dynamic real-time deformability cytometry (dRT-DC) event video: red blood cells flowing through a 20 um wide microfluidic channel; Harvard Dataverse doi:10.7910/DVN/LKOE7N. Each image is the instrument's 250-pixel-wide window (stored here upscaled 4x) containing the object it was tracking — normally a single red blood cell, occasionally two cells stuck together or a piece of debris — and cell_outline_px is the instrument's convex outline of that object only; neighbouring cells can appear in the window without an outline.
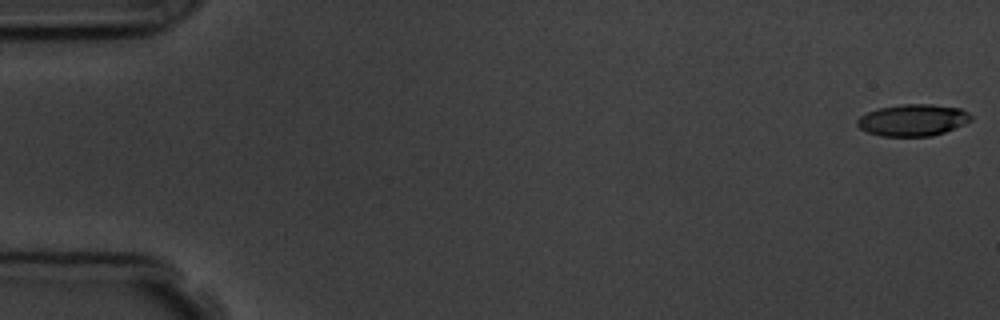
{"species": "common noctule bat (a hibernating species)", "species_latin": "Nyctalus noctula", "temperature_condition": "room temperature", "stored_images_in_passage": 5, "camera_frame_rate_fps": 3000, "um_per_image_px": 0.085, "animal": {"sex": "male", "body_mass_g": 19.5, "forearm_length_mm": 54.6}, "frame": {"image": 1, "passage_image": 1, "time_ms": 0.0, "image_size_px": [1000, 320], "cell_outline_px": [[972, 120], [964, 124], [944, 132], [932, 136], [880, 136], [868, 132], [860, 128], [856, 124], [856, 120], [860, 116], [876, 108], [900, 104], [928, 104], [960, 108], [968, 112], [972, 116]], "centroid_in_image_um": [77.57, 10.2], "position_along_channel_um": 7.4, "area_um2": 21.1}}
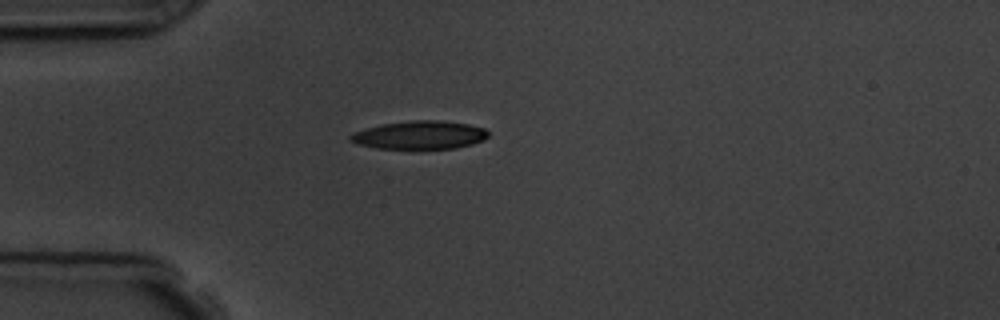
{"frame": {"image": 2, "passage_image": 5, "time_ms": 4.667, "image_size_px": [1000, 320], "cell_outline_px": [[488, 136], [484, 140], [472, 144], [456, 148], [376, 148], [356, 144], [348, 140], [348, 136], [352, 132], [364, 128], [380, 124], [412, 120], [436, 120], [468, 124], [484, 128], [488, 132]], "centroid_in_image_um": [35.62, 11.47], "position_along_channel_um": 49.4, "area_um2": 22.77}}